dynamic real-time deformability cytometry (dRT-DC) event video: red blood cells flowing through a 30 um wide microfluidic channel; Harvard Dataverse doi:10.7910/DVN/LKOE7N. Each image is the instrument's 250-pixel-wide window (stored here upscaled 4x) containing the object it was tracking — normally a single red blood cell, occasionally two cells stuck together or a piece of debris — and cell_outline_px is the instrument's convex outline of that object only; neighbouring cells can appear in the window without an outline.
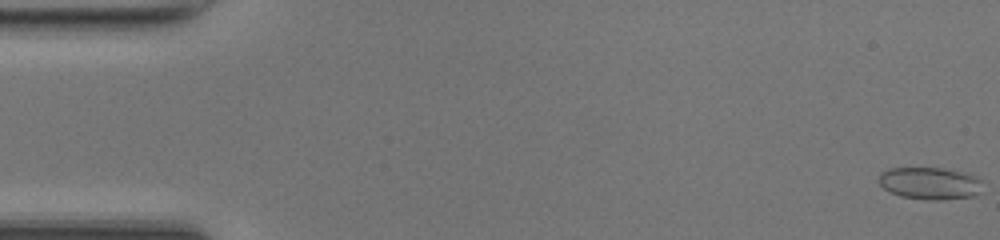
{"species": "common noctule bat (a hibernating species)", "species_latin": "Nyctalus noctula", "temperature_condition": "room temperature", "stored_images_in_passage": 14, "camera_frame_rate_fps": 3000, "um_per_image_px": 0.085, "animal": {"sex": "female", "body_mass_g": 17.0, "forearm_length_mm": 48.0}, "frame": {"image": 1, "passage_image": 1, "time_ms": 0.0, "image_size_px": [1000, 240], "cell_outline_px": [[980, 192], [976, 196], [940, 200], [928, 200], [900, 196], [884, 188], [880, 184], [880, 172], [888, 168], [940, 168], [964, 172], [976, 176], [980, 180]], "centroid_in_image_um": [79.05, 15.58], "position_along_channel_um": 6.0, "area_um2": 19.42}}
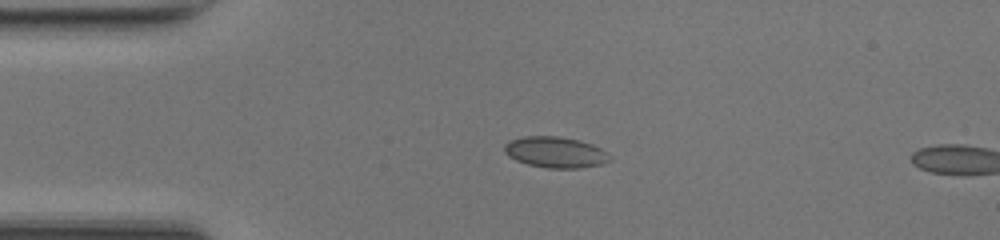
{"frame": {"image": 2, "passage_image": 12, "time_ms": 3.667, "image_size_px": [1000, 240], "cell_outline_px": [[612, 160], [604, 164], [580, 168], [548, 168], [528, 164], [516, 160], [508, 156], [504, 152], [504, 144], [512, 140], [524, 136], [560, 136], [580, 140], [592, 144], [600, 148]], "centroid_in_image_um": [47.21, 12.94], "position_along_channel_um": 37.8, "area_um2": 19.02}}